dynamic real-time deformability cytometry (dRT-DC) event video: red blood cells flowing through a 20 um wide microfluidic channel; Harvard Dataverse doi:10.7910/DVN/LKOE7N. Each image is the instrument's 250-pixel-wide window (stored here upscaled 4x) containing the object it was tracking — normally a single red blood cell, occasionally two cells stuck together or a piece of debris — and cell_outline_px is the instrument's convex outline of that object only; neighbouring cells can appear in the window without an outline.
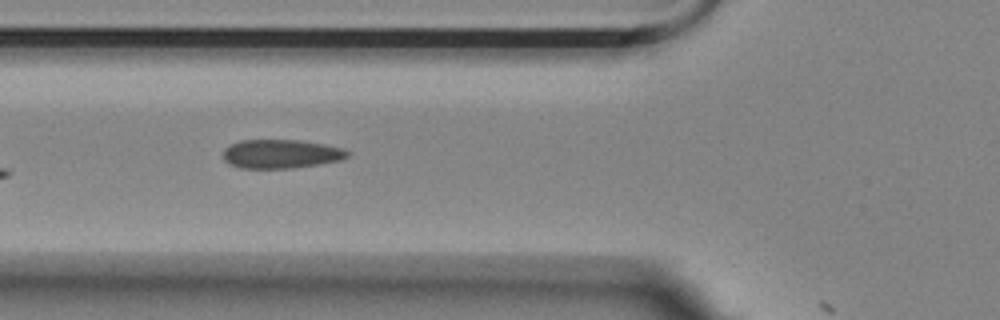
{"species": "Egyptian fruit bat (a non-hibernating species)", "species_latin": "Rousettus aegyptiacus", "temperature_condition": "room temperature", "stored_images_in_passage": 6, "camera_frame_rate_fps": 3000, "um_per_image_px": 0.085, "animal": {"sex": "female"}, "frame": {"image": 1, "passage_image": 5, "time_ms": 5.667, "image_size_px": [1000, 320], "cell_outline_px": [[352, 152], [348, 156], [340, 160], [292, 168], [240, 168], [228, 164], [224, 160], [224, 148], [240, 140], [300, 140], [324, 144], [344, 148]], "centroid_in_image_um": [23.89, 13.08], "position_along_channel_um": 101.9, "area_um2": 20.92}}
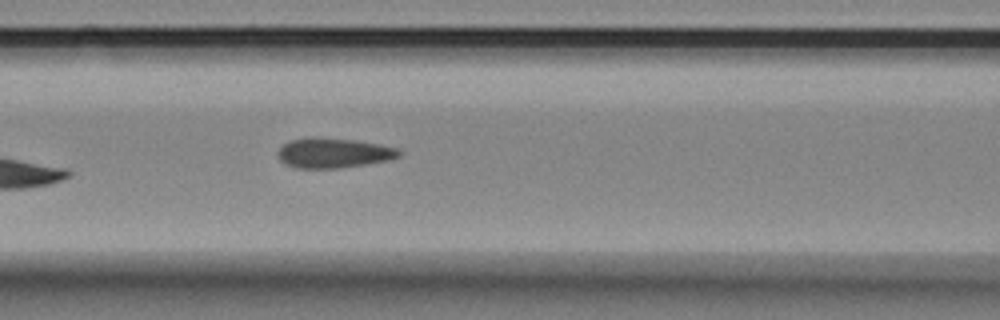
{"frame": {"image": 2, "passage_image": 6, "time_ms": 6.667, "image_size_px": [1000, 320], "cell_outline_px": [[404, 152], [400, 156], [392, 160], [340, 168], [296, 168], [284, 164], [276, 156], [276, 152], [288, 140], [308, 136], [352, 140], [376, 144], [396, 148]], "centroid_in_image_um": [28.31, 13.0], "position_along_channel_um": 138.3, "area_um2": 21.39}}